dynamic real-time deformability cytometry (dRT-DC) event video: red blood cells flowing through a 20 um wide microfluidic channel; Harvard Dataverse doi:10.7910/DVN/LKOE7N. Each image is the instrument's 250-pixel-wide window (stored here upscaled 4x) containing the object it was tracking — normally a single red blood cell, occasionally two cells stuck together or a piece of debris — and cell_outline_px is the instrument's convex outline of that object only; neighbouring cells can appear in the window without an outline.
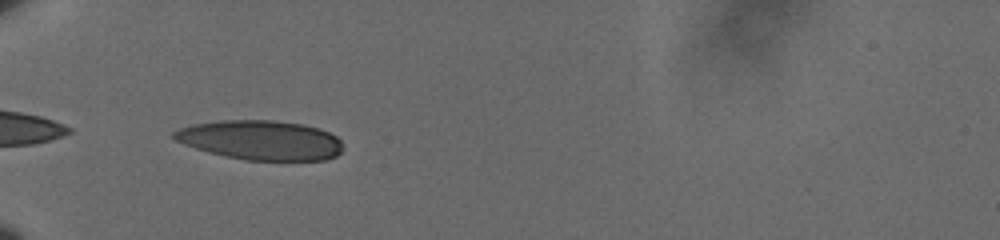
{"species": "human", "species_latin": "Homo sapiens", "temperature_condition": "cold", "stored_images_in_passage": 39, "camera_frame_rate_fps": 3000, "um_per_image_px": 0.085, "donor": {"sex": "male"}, "frame": {"image": 1, "passage_image": 1, "time_ms": 0.0, "image_size_px": [1000, 240], "cell_outline_px": [[344, 148], [336, 156], [328, 160], [244, 160], [224, 156], [208, 152], [172, 140], [172, 132], [180, 128], [192, 124], [220, 120], [272, 120], [300, 124], [316, 128], [328, 132], [336, 136], [340, 140]], "centroid_in_image_um": [22.13, 11.91], "position_along_channel_um": 62.9, "area_um2": 39.02}}
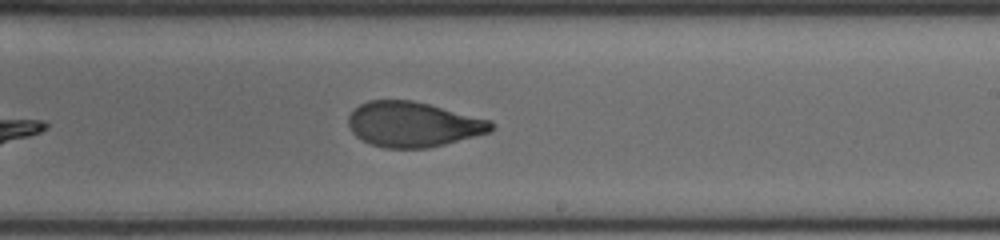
{"frame": {"image": 2, "passage_image": 18, "time_ms": 5.667, "image_size_px": [1000, 240], "cell_outline_px": [[496, 128], [492, 132], [428, 148], [384, 148], [372, 144], [356, 136], [352, 132], [348, 124], [348, 116], [360, 104], [368, 100], [412, 100], [492, 120], [496, 124]], "centroid_in_image_um": [35.16, 10.57], "position_along_channel_um": 253.8, "area_um2": 37.63}}
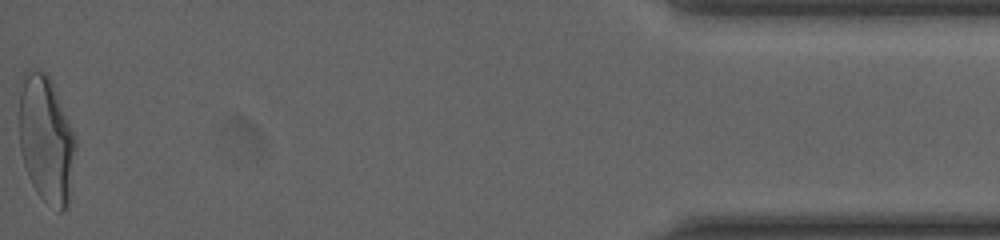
{"frame": {"image": 3, "passage_image": 39, "time_ms": 12.667, "image_size_px": [1000, 240], "cell_outline_px": [[76, 148], [68, 208], [64, 212], [60, 212], [44, 200], [36, 192], [28, 176], [20, 152], [20, 92], [24, 72], [44, 72], [48, 76], [52, 84], [76, 136]], "centroid_in_image_um": [3.94, 11.94], "position_along_channel_um": 431.3, "area_um2": 41.44}, "authors_computed_cell_mechanics": {"area_um2": 38.7838, "velocity_mm_per_s": 3.6087, "shape_relaxation_time_tau1_ms": 8.4444, "shape_relaxation_time_tau2_ms": 1.1945, "deformation_change_tau1": 0.2297, "deformation_change_tau2": 0.0736}}